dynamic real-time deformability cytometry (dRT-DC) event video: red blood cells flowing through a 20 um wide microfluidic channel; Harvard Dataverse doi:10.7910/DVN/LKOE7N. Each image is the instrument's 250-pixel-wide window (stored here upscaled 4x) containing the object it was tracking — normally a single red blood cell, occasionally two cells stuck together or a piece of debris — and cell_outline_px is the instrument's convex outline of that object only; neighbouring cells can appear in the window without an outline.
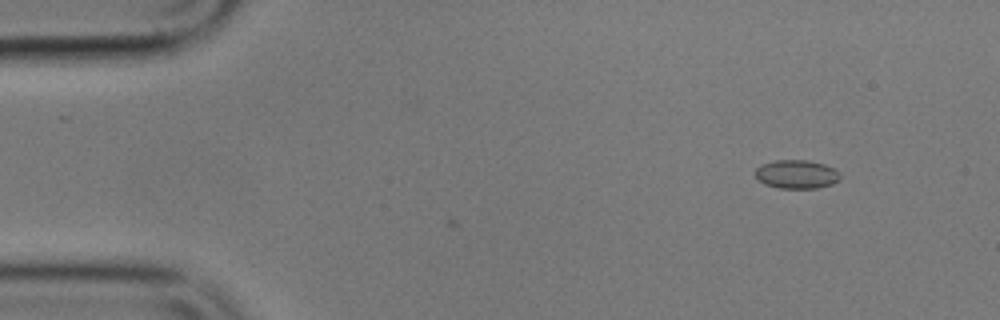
{"species": "common noctule bat (a hibernating species)", "species_latin": "Nyctalus noctula", "temperature_condition": "cold", "stored_images_in_passage": 3, "camera_frame_rate_fps": 3000, "um_per_image_px": 0.085, "animal": {"sex": "male", "body_mass_g": 17.9}, "frame": {"image": 1, "passage_image": 1, "time_ms": 0.0, "image_size_px": [1000, 320], "cell_outline_px": [[840, 180], [832, 184], [816, 188], [776, 188], [764, 184], [756, 176], [756, 168], [764, 164], [776, 160], [808, 160], [824, 164], [840, 172]], "centroid_in_image_um": [67.73, 14.82], "position_along_channel_um": 17.3, "area_um2": 14.1}}